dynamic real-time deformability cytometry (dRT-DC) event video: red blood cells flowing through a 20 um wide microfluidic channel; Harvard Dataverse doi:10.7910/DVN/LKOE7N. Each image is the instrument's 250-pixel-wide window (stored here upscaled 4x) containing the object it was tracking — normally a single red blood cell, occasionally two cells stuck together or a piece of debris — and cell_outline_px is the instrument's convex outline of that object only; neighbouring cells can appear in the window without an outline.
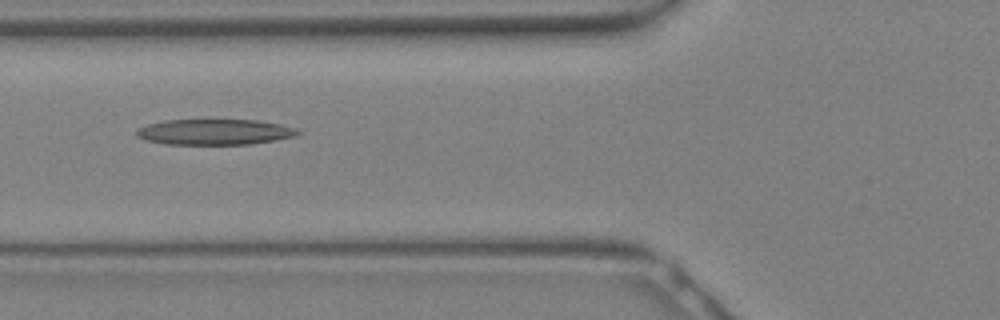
{"species": "Egyptian fruit bat (a non-hibernating species)", "species_latin": "Rousettus aegyptiacus", "temperature_condition": "warm", "stored_images_in_passage": 13, "camera_frame_rate_fps": 3000, "um_per_image_px": 0.085, "animal": {"sex": "female"}, "frame": {"image": 1, "passage_image": 8, "time_ms": 2.333, "image_size_px": [1000, 320], "cell_outline_px": [[304, 132], [296, 136], [276, 140], [252, 144], [164, 144], [144, 140], [136, 136], [136, 132], [140, 128], [148, 124], [168, 120], [256, 120], [280, 124], [296, 128]], "centroid_in_image_um": [18.29, 11.22], "position_along_channel_um": 107.5, "area_um2": 24.16}}
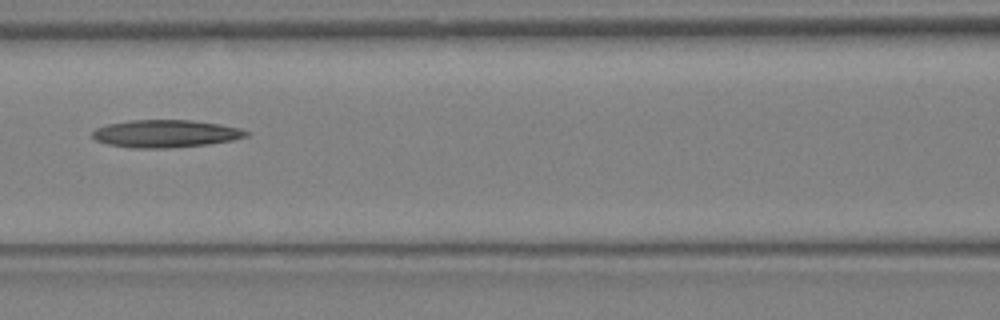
{"frame": {"image": 2, "passage_image": 10, "time_ms": 3.0, "image_size_px": [1000, 320], "cell_outline_px": [[252, 132], [248, 136], [232, 140], [208, 144], [168, 148], [132, 148], [108, 144], [96, 140], [92, 136], [92, 132], [96, 128], [108, 124], [128, 120], [192, 120], [220, 124], [240, 128]], "centroid_in_image_um": [14.1, 11.35], "position_along_channel_um": 152.5, "area_um2": 24.8}}
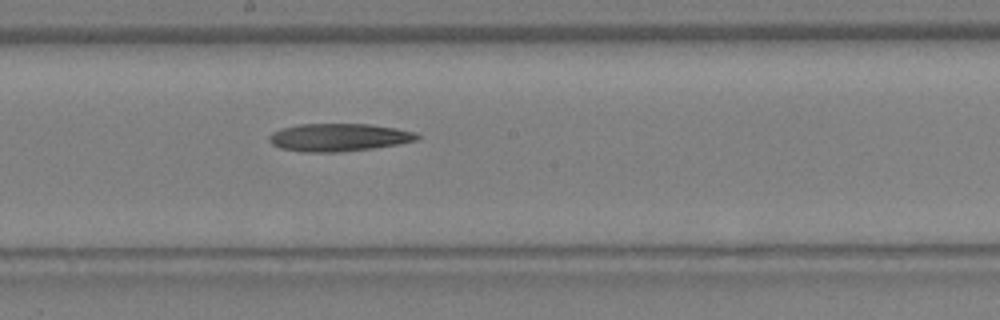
{"frame": {"image": 3, "passage_image": 13, "time_ms": 4.0, "image_size_px": [1000, 320], "cell_outline_px": [[420, 136], [416, 140], [400, 144], [376, 148], [340, 152], [304, 152], [280, 148], [272, 144], [268, 140], [268, 136], [272, 132], [280, 128], [300, 124], [368, 124], [396, 128], [416, 132]], "centroid_in_image_um": [28.79, 11.68], "position_along_channel_um": 219.4, "area_um2": 24.16}}